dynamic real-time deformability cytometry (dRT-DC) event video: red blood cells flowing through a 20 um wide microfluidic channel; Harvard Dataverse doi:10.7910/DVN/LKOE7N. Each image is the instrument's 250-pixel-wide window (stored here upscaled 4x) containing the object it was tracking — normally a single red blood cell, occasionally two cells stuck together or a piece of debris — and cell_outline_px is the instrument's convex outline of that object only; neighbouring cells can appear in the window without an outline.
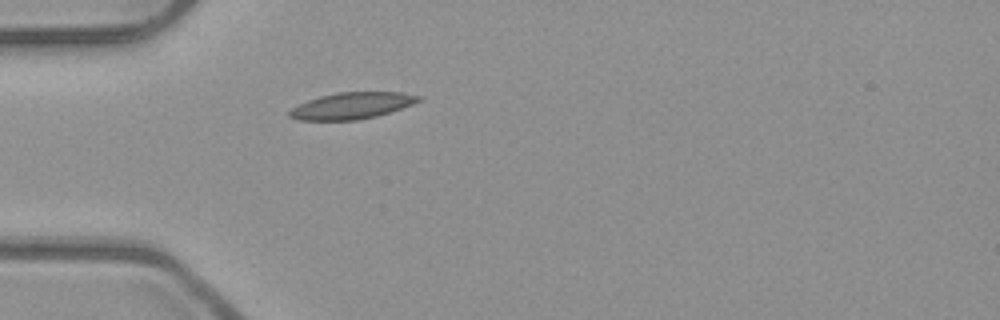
{"species": "common noctule bat (a hibernating species)", "species_latin": "Nyctalus noctula", "temperature_condition": "room temperature", "stored_images_in_passage": 5, "camera_frame_rate_fps": 3000, "um_per_image_px": 0.085, "animal": {"sex": "male", "body_mass_g": 23.1, "forearm_length_mm": 52.7}, "frame": {"image": 1, "passage_image": 5, "time_ms": 1.333, "image_size_px": [1000, 320], "cell_outline_px": [[424, 100], [376, 116], [356, 120], [300, 120], [288, 116], [288, 112], [292, 108], [308, 100], [320, 96], [336, 92], [404, 92], [420, 96]], "centroid_in_image_um": [29.91, 8.97], "position_along_channel_um": 55.1, "area_um2": 19.83}}